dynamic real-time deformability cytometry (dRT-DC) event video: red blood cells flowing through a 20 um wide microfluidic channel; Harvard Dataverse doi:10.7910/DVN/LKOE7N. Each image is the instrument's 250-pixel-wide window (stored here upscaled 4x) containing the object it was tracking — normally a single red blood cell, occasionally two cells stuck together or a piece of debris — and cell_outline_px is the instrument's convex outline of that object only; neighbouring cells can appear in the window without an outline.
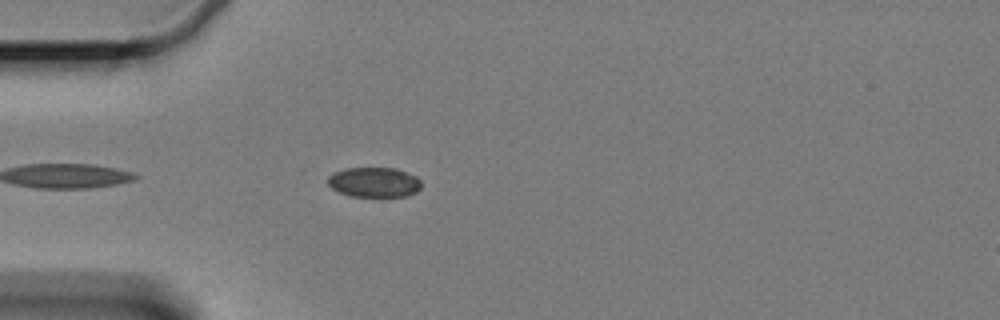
{"species": "Egyptian fruit bat (a non-hibernating species)", "species_latin": "Rousettus aegyptiacus", "temperature_condition": "cold", "stored_images_in_passage": 8, "camera_frame_rate_fps": 3000, "um_per_image_px": 0.085, "animal": {"sex": "female"}, "frame": {"image": 1, "passage_image": 4, "time_ms": 1.0, "image_size_px": [1000, 320], "cell_outline_px": [[420, 188], [416, 192], [404, 196], [352, 196], [340, 192], [332, 188], [328, 184], [328, 176], [332, 172], [344, 168], [396, 168], [416, 176], [420, 180]], "centroid_in_image_um": [31.78, 15.47], "position_along_channel_um": 53.2, "area_um2": 16.24}}